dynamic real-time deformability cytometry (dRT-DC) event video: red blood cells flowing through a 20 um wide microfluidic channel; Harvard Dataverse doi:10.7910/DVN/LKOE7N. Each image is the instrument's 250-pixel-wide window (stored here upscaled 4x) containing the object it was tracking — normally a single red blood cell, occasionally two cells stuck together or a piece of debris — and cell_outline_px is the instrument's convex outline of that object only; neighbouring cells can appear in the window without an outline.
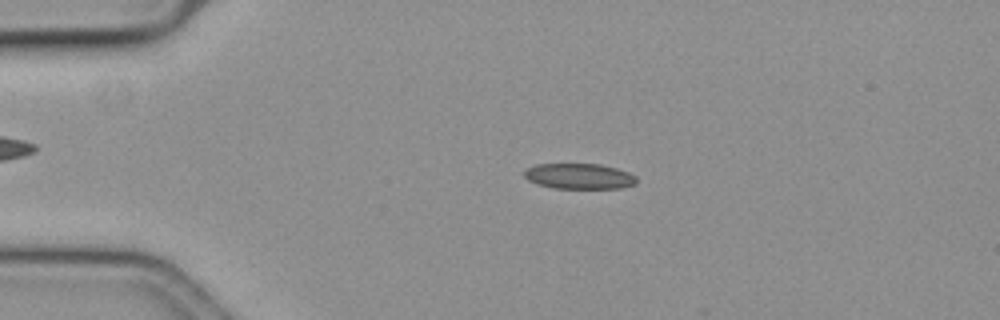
{"species": "common noctule bat (a hibernating species)", "species_latin": "Nyctalus noctula", "temperature_condition": "cold", "stored_images_in_passage": 55, "camera_frame_rate_fps": 3000, "um_per_image_px": 0.085, "animal": {"sex": "female", "body_mass_g": 19.3, "forearm_length_mm": 54.1}, "frame": {"image": 1, "passage_image": 10, "time_ms": 3.0, "image_size_px": [1000, 320], "cell_outline_px": [[636, 184], [620, 188], [552, 188], [536, 184], [528, 180], [524, 176], [524, 168], [536, 164], [600, 164], [616, 168], [628, 172], [636, 176]], "centroid_in_image_um": [49.19, 14.97], "position_along_channel_um": 35.8, "area_um2": 16.82}}
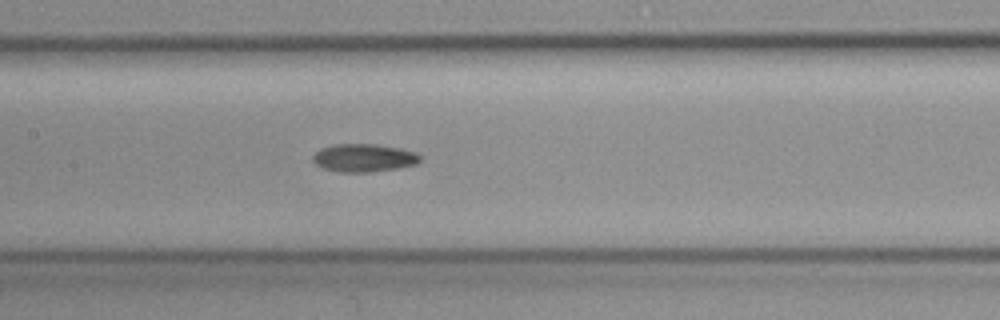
{"frame": {"image": 2, "passage_image": 25, "time_ms": 8.0, "image_size_px": [1000, 320], "cell_outline_px": [[420, 160], [416, 164], [400, 168], [372, 172], [340, 172], [324, 168], [316, 164], [312, 160], [312, 156], [320, 148], [332, 144], [376, 144], [400, 148], [416, 152], [420, 156]], "centroid_in_image_um": [30.93, 13.41], "position_along_channel_um": 176.5, "area_um2": 17.63}}
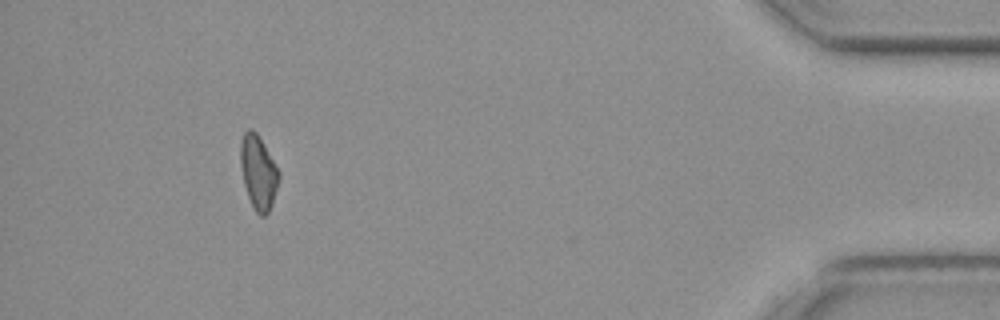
{"frame": {"image": 3, "passage_image": 50, "time_ms": 16.333, "image_size_px": [1000, 320], "cell_outline_px": [[280, 176], [272, 204], [268, 212], [264, 216], [260, 216], [256, 212], [248, 196], [244, 184], [240, 164], [240, 140], [244, 132], [248, 128], [252, 128], [256, 132], [280, 172]], "centroid_in_image_um": [21.94, 14.62], "position_along_channel_um": 413.3, "area_um2": 16.42}, "authors_computed_cell_mechanics": {"area_um2": 17.051, "velocity_mm_per_s": 3.6318, "shape_relaxation_time_tau1_ms": 8.0936, "shape_relaxation_time_tau2_ms": null, "deformation_change_tau1": 0.1477, "deformation_change_tau2": null}}